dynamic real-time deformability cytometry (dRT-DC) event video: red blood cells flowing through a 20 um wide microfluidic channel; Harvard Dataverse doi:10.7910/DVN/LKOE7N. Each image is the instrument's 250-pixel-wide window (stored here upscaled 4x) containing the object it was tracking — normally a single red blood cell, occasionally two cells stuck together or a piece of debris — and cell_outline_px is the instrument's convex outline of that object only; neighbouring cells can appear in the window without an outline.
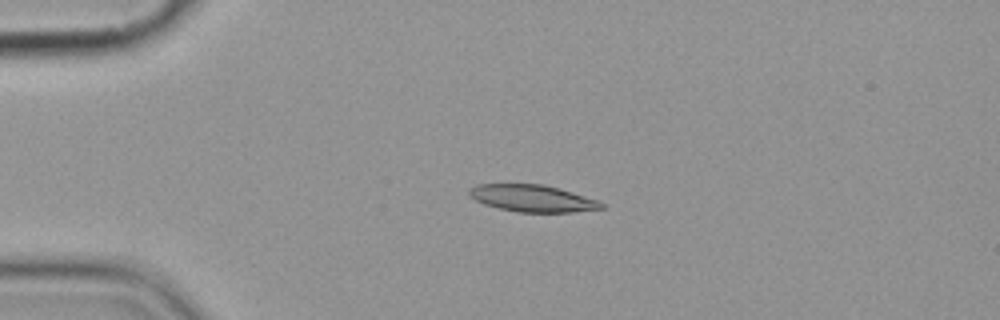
{"species": "common noctule bat (a hibernating species)", "species_latin": "Nyctalus noctula", "temperature_condition": "cold", "stored_images_in_passage": 4, "camera_frame_rate_fps": 3000, "um_per_image_px": 0.085, "animal": {"sex": "female", "body_mass_g": 19.9}, "frame": {"image": 1, "passage_image": 3, "time_ms": 2.333, "image_size_px": [1000, 320], "cell_outline_px": [[604, 208], [572, 212], [516, 212], [496, 208], [484, 204], [468, 196], [468, 188], [476, 184], [544, 184], [600, 200], [604, 204]], "centroid_in_image_um": [45.23, 16.85], "position_along_channel_um": 39.8, "area_um2": 20.98}}